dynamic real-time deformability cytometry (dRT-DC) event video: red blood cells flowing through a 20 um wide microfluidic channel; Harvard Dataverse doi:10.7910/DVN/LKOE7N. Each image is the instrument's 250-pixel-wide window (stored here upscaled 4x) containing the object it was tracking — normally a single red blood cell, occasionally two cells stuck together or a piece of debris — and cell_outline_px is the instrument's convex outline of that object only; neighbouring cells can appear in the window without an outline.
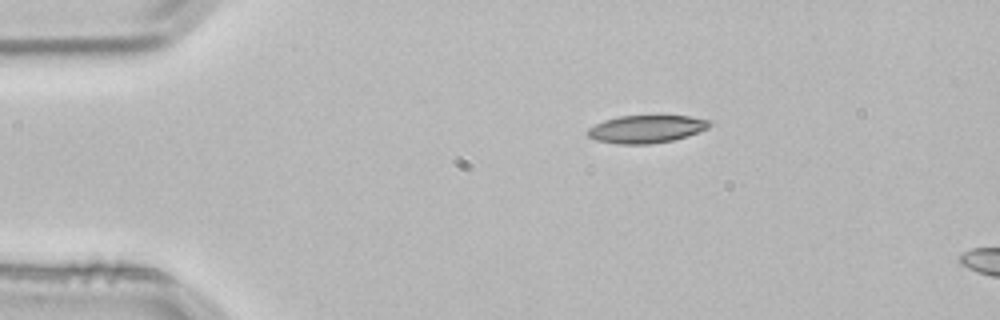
{"species": "common noctule bat (a hibernating species)", "species_latin": "Nyctalus noctula", "temperature_condition": "room temperature", "stored_images_in_passage": 2, "camera_frame_rate_fps": 3000, "um_per_image_px": 0.085, "animal": {"sex": "male", "body_mass_g": 21.5, "forearm_length_mm": 52.0}, "frame": {"image": 1, "passage_image": 1, "time_ms": 0.0, "image_size_px": [1000, 320], "cell_outline_px": [[712, 124], [708, 128], [688, 136], [672, 140], [648, 144], [616, 144], [596, 140], [588, 136], [588, 128], [604, 120], [620, 116], [692, 116], [712, 120]], "centroid_in_image_um": [54.97, 10.96], "position_along_channel_um": 30.0, "area_um2": 19.71}}